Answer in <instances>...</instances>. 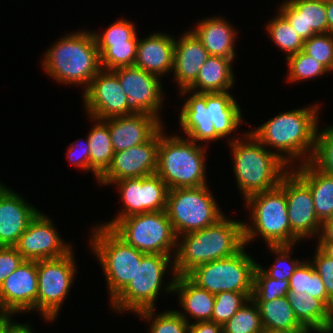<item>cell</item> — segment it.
Segmentation results:
<instances>
[{
  "mask_svg": "<svg viewBox=\"0 0 333 333\" xmlns=\"http://www.w3.org/2000/svg\"><path fill=\"white\" fill-rule=\"evenodd\" d=\"M223 333H265L258 305L252 298L223 325Z\"/></svg>",
  "mask_w": 333,
  "mask_h": 333,
  "instance_id": "cell-37",
  "label": "cell"
},
{
  "mask_svg": "<svg viewBox=\"0 0 333 333\" xmlns=\"http://www.w3.org/2000/svg\"><path fill=\"white\" fill-rule=\"evenodd\" d=\"M203 44L210 56L234 59L236 29L222 17H209L191 30Z\"/></svg>",
  "mask_w": 333,
  "mask_h": 333,
  "instance_id": "cell-27",
  "label": "cell"
},
{
  "mask_svg": "<svg viewBox=\"0 0 333 333\" xmlns=\"http://www.w3.org/2000/svg\"><path fill=\"white\" fill-rule=\"evenodd\" d=\"M94 229L90 247L103 268L111 303L134 279L145 254L127 244L111 228L96 225Z\"/></svg>",
  "mask_w": 333,
  "mask_h": 333,
  "instance_id": "cell-6",
  "label": "cell"
},
{
  "mask_svg": "<svg viewBox=\"0 0 333 333\" xmlns=\"http://www.w3.org/2000/svg\"><path fill=\"white\" fill-rule=\"evenodd\" d=\"M160 130L147 142L127 150L115 152L107 170L99 177V184L107 185L125 178H141L157 171Z\"/></svg>",
  "mask_w": 333,
  "mask_h": 333,
  "instance_id": "cell-18",
  "label": "cell"
},
{
  "mask_svg": "<svg viewBox=\"0 0 333 333\" xmlns=\"http://www.w3.org/2000/svg\"><path fill=\"white\" fill-rule=\"evenodd\" d=\"M307 55L321 62L330 72L333 71V35L315 34L304 41L303 50Z\"/></svg>",
  "mask_w": 333,
  "mask_h": 333,
  "instance_id": "cell-44",
  "label": "cell"
},
{
  "mask_svg": "<svg viewBox=\"0 0 333 333\" xmlns=\"http://www.w3.org/2000/svg\"><path fill=\"white\" fill-rule=\"evenodd\" d=\"M266 25L267 33L286 57L303 50L304 40L294 30L288 20L280 13Z\"/></svg>",
  "mask_w": 333,
  "mask_h": 333,
  "instance_id": "cell-36",
  "label": "cell"
},
{
  "mask_svg": "<svg viewBox=\"0 0 333 333\" xmlns=\"http://www.w3.org/2000/svg\"><path fill=\"white\" fill-rule=\"evenodd\" d=\"M25 259L14 247L0 246V286Z\"/></svg>",
  "mask_w": 333,
  "mask_h": 333,
  "instance_id": "cell-47",
  "label": "cell"
},
{
  "mask_svg": "<svg viewBox=\"0 0 333 333\" xmlns=\"http://www.w3.org/2000/svg\"><path fill=\"white\" fill-rule=\"evenodd\" d=\"M286 61L289 68L287 81L292 83L317 78L330 72L321 62L303 51L286 57Z\"/></svg>",
  "mask_w": 333,
  "mask_h": 333,
  "instance_id": "cell-38",
  "label": "cell"
},
{
  "mask_svg": "<svg viewBox=\"0 0 333 333\" xmlns=\"http://www.w3.org/2000/svg\"><path fill=\"white\" fill-rule=\"evenodd\" d=\"M43 68L62 84L83 85L84 91L102 69L92 32H73L59 39L44 53Z\"/></svg>",
  "mask_w": 333,
  "mask_h": 333,
  "instance_id": "cell-4",
  "label": "cell"
},
{
  "mask_svg": "<svg viewBox=\"0 0 333 333\" xmlns=\"http://www.w3.org/2000/svg\"><path fill=\"white\" fill-rule=\"evenodd\" d=\"M313 331L316 333H333V329H313Z\"/></svg>",
  "mask_w": 333,
  "mask_h": 333,
  "instance_id": "cell-54",
  "label": "cell"
},
{
  "mask_svg": "<svg viewBox=\"0 0 333 333\" xmlns=\"http://www.w3.org/2000/svg\"><path fill=\"white\" fill-rule=\"evenodd\" d=\"M160 129L156 174L168 189L200 187L206 183L205 147L189 138L165 136Z\"/></svg>",
  "mask_w": 333,
  "mask_h": 333,
  "instance_id": "cell-5",
  "label": "cell"
},
{
  "mask_svg": "<svg viewBox=\"0 0 333 333\" xmlns=\"http://www.w3.org/2000/svg\"><path fill=\"white\" fill-rule=\"evenodd\" d=\"M136 33L135 25L131 21L121 19L113 22L104 33H93V36L96 43H119L130 40Z\"/></svg>",
  "mask_w": 333,
  "mask_h": 333,
  "instance_id": "cell-45",
  "label": "cell"
},
{
  "mask_svg": "<svg viewBox=\"0 0 333 333\" xmlns=\"http://www.w3.org/2000/svg\"><path fill=\"white\" fill-rule=\"evenodd\" d=\"M111 229L144 254L175 257L172 251L177 247L178 237L165 210L122 218Z\"/></svg>",
  "mask_w": 333,
  "mask_h": 333,
  "instance_id": "cell-9",
  "label": "cell"
},
{
  "mask_svg": "<svg viewBox=\"0 0 333 333\" xmlns=\"http://www.w3.org/2000/svg\"><path fill=\"white\" fill-rule=\"evenodd\" d=\"M166 293L178 294L179 304L183 310L177 311L187 322L188 317L194 318L195 322L211 321L215 294L199 287L187 275H174L172 281L167 283ZM186 314V315H185ZM188 315V316H187ZM191 316V317H190Z\"/></svg>",
  "mask_w": 333,
  "mask_h": 333,
  "instance_id": "cell-24",
  "label": "cell"
},
{
  "mask_svg": "<svg viewBox=\"0 0 333 333\" xmlns=\"http://www.w3.org/2000/svg\"><path fill=\"white\" fill-rule=\"evenodd\" d=\"M155 314V309H148L137 313V316L150 321V333H188L189 322L177 311L165 310V312L159 313V315L154 316Z\"/></svg>",
  "mask_w": 333,
  "mask_h": 333,
  "instance_id": "cell-41",
  "label": "cell"
},
{
  "mask_svg": "<svg viewBox=\"0 0 333 333\" xmlns=\"http://www.w3.org/2000/svg\"><path fill=\"white\" fill-rule=\"evenodd\" d=\"M243 225L223 216L202 230L179 236L182 241L174 252L175 275H187L198 265L238 253L245 246Z\"/></svg>",
  "mask_w": 333,
  "mask_h": 333,
  "instance_id": "cell-2",
  "label": "cell"
},
{
  "mask_svg": "<svg viewBox=\"0 0 333 333\" xmlns=\"http://www.w3.org/2000/svg\"><path fill=\"white\" fill-rule=\"evenodd\" d=\"M253 292H220L215 294L212 322L223 326L252 297Z\"/></svg>",
  "mask_w": 333,
  "mask_h": 333,
  "instance_id": "cell-40",
  "label": "cell"
},
{
  "mask_svg": "<svg viewBox=\"0 0 333 333\" xmlns=\"http://www.w3.org/2000/svg\"><path fill=\"white\" fill-rule=\"evenodd\" d=\"M113 184L120 189L124 209L115 219L101 224L102 226L112 228L122 218L166 209L169 189L156 173L141 178L121 179Z\"/></svg>",
  "mask_w": 333,
  "mask_h": 333,
  "instance_id": "cell-13",
  "label": "cell"
},
{
  "mask_svg": "<svg viewBox=\"0 0 333 333\" xmlns=\"http://www.w3.org/2000/svg\"><path fill=\"white\" fill-rule=\"evenodd\" d=\"M187 93L192 94L185 100L179 115V123L185 137L196 143L221 139L214 130L213 122H210L209 109L206 108V93L193 94V91L185 89L180 92V96H187Z\"/></svg>",
  "mask_w": 333,
  "mask_h": 333,
  "instance_id": "cell-26",
  "label": "cell"
},
{
  "mask_svg": "<svg viewBox=\"0 0 333 333\" xmlns=\"http://www.w3.org/2000/svg\"><path fill=\"white\" fill-rule=\"evenodd\" d=\"M311 162L326 174L333 175V125L317 130L316 146Z\"/></svg>",
  "mask_w": 333,
  "mask_h": 333,
  "instance_id": "cell-43",
  "label": "cell"
},
{
  "mask_svg": "<svg viewBox=\"0 0 333 333\" xmlns=\"http://www.w3.org/2000/svg\"><path fill=\"white\" fill-rule=\"evenodd\" d=\"M73 250L60 258L37 261V310L45 321L57 319L59 310L75 279Z\"/></svg>",
  "mask_w": 333,
  "mask_h": 333,
  "instance_id": "cell-12",
  "label": "cell"
},
{
  "mask_svg": "<svg viewBox=\"0 0 333 333\" xmlns=\"http://www.w3.org/2000/svg\"><path fill=\"white\" fill-rule=\"evenodd\" d=\"M112 71L127 95L128 115L148 113L159 118L160 107L163 105L161 78L136 66L120 67Z\"/></svg>",
  "mask_w": 333,
  "mask_h": 333,
  "instance_id": "cell-15",
  "label": "cell"
},
{
  "mask_svg": "<svg viewBox=\"0 0 333 333\" xmlns=\"http://www.w3.org/2000/svg\"><path fill=\"white\" fill-rule=\"evenodd\" d=\"M175 39L173 70L180 91L189 89L196 81L200 68L210 56L203 44L190 30Z\"/></svg>",
  "mask_w": 333,
  "mask_h": 333,
  "instance_id": "cell-23",
  "label": "cell"
},
{
  "mask_svg": "<svg viewBox=\"0 0 333 333\" xmlns=\"http://www.w3.org/2000/svg\"><path fill=\"white\" fill-rule=\"evenodd\" d=\"M289 291L305 292L311 297L321 299L332 311L333 301L327 296L323 280L311 262H302L289 279Z\"/></svg>",
  "mask_w": 333,
  "mask_h": 333,
  "instance_id": "cell-34",
  "label": "cell"
},
{
  "mask_svg": "<svg viewBox=\"0 0 333 333\" xmlns=\"http://www.w3.org/2000/svg\"><path fill=\"white\" fill-rule=\"evenodd\" d=\"M79 153V154H78ZM89 143L87 138L83 145L75 142L71 144L68 148L67 158L69 161L77 167L89 172L90 171V161H89Z\"/></svg>",
  "mask_w": 333,
  "mask_h": 333,
  "instance_id": "cell-48",
  "label": "cell"
},
{
  "mask_svg": "<svg viewBox=\"0 0 333 333\" xmlns=\"http://www.w3.org/2000/svg\"><path fill=\"white\" fill-rule=\"evenodd\" d=\"M318 106L280 113L250 132L266 148L277 149L275 153L290 168L295 160L300 164L311 161L319 126Z\"/></svg>",
  "mask_w": 333,
  "mask_h": 333,
  "instance_id": "cell-1",
  "label": "cell"
},
{
  "mask_svg": "<svg viewBox=\"0 0 333 333\" xmlns=\"http://www.w3.org/2000/svg\"><path fill=\"white\" fill-rule=\"evenodd\" d=\"M173 256L163 254H145L140 265H137L134 279L111 302L112 309L118 313L129 311L139 313L148 309H156L155 300L161 292L163 277L172 270L175 275ZM171 263V264H170ZM170 265V268H168ZM172 265V266H171Z\"/></svg>",
  "mask_w": 333,
  "mask_h": 333,
  "instance_id": "cell-10",
  "label": "cell"
},
{
  "mask_svg": "<svg viewBox=\"0 0 333 333\" xmlns=\"http://www.w3.org/2000/svg\"><path fill=\"white\" fill-rule=\"evenodd\" d=\"M188 333H223V326L212 321L189 323Z\"/></svg>",
  "mask_w": 333,
  "mask_h": 333,
  "instance_id": "cell-50",
  "label": "cell"
},
{
  "mask_svg": "<svg viewBox=\"0 0 333 333\" xmlns=\"http://www.w3.org/2000/svg\"><path fill=\"white\" fill-rule=\"evenodd\" d=\"M63 241L52 220L39 211L13 247L25 260L39 261L69 254L72 247Z\"/></svg>",
  "mask_w": 333,
  "mask_h": 333,
  "instance_id": "cell-17",
  "label": "cell"
},
{
  "mask_svg": "<svg viewBox=\"0 0 333 333\" xmlns=\"http://www.w3.org/2000/svg\"><path fill=\"white\" fill-rule=\"evenodd\" d=\"M244 202L251 210L252 221V225L245 222L243 225L246 246L257 234L265 240L267 246L291 245L287 200L280 186L250 195Z\"/></svg>",
  "mask_w": 333,
  "mask_h": 333,
  "instance_id": "cell-7",
  "label": "cell"
},
{
  "mask_svg": "<svg viewBox=\"0 0 333 333\" xmlns=\"http://www.w3.org/2000/svg\"><path fill=\"white\" fill-rule=\"evenodd\" d=\"M326 15L328 20V33L333 35V0L326 1Z\"/></svg>",
  "mask_w": 333,
  "mask_h": 333,
  "instance_id": "cell-52",
  "label": "cell"
},
{
  "mask_svg": "<svg viewBox=\"0 0 333 333\" xmlns=\"http://www.w3.org/2000/svg\"><path fill=\"white\" fill-rule=\"evenodd\" d=\"M292 245H279V246H268L271 253L277 255V259L270 269H266L259 265L260 268L271 278L276 280H289L298 266L303 262L298 259L293 260L291 258Z\"/></svg>",
  "mask_w": 333,
  "mask_h": 333,
  "instance_id": "cell-42",
  "label": "cell"
},
{
  "mask_svg": "<svg viewBox=\"0 0 333 333\" xmlns=\"http://www.w3.org/2000/svg\"><path fill=\"white\" fill-rule=\"evenodd\" d=\"M245 247L233 256L198 265L187 276L212 294L253 292L254 270L258 263L245 252Z\"/></svg>",
  "mask_w": 333,
  "mask_h": 333,
  "instance_id": "cell-11",
  "label": "cell"
},
{
  "mask_svg": "<svg viewBox=\"0 0 333 333\" xmlns=\"http://www.w3.org/2000/svg\"><path fill=\"white\" fill-rule=\"evenodd\" d=\"M320 248L325 249L327 253L333 258V244H317Z\"/></svg>",
  "mask_w": 333,
  "mask_h": 333,
  "instance_id": "cell-53",
  "label": "cell"
},
{
  "mask_svg": "<svg viewBox=\"0 0 333 333\" xmlns=\"http://www.w3.org/2000/svg\"><path fill=\"white\" fill-rule=\"evenodd\" d=\"M315 252L311 263L323 280L327 296L333 301V258L325 249L320 248L318 245Z\"/></svg>",
  "mask_w": 333,
  "mask_h": 333,
  "instance_id": "cell-46",
  "label": "cell"
},
{
  "mask_svg": "<svg viewBox=\"0 0 333 333\" xmlns=\"http://www.w3.org/2000/svg\"><path fill=\"white\" fill-rule=\"evenodd\" d=\"M265 333H300L305 328L296 319L287 297L255 301Z\"/></svg>",
  "mask_w": 333,
  "mask_h": 333,
  "instance_id": "cell-32",
  "label": "cell"
},
{
  "mask_svg": "<svg viewBox=\"0 0 333 333\" xmlns=\"http://www.w3.org/2000/svg\"><path fill=\"white\" fill-rule=\"evenodd\" d=\"M37 261L24 260L0 286V315L37 310Z\"/></svg>",
  "mask_w": 333,
  "mask_h": 333,
  "instance_id": "cell-19",
  "label": "cell"
},
{
  "mask_svg": "<svg viewBox=\"0 0 333 333\" xmlns=\"http://www.w3.org/2000/svg\"><path fill=\"white\" fill-rule=\"evenodd\" d=\"M313 331V329H305L304 331L300 332V333H311Z\"/></svg>",
  "mask_w": 333,
  "mask_h": 333,
  "instance_id": "cell-55",
  "label": "cell"
},
{
  "mask_svg": "<svg viewBox=\"0 0 333 333\" xmlns=\"http://www.w3.org/2000/svg\"><path fill=\"white\" fill-rule=\"evenodd\" d=\"M163 121L148 113H133L108 119L114 152L127 150L149 141L162 127Z\"/></svg>",
  "mask_w": 333,
  "mask_h": 333,
  "instance_id": "cell-21",
  "label": "cell"
},
{
  "mask_svg": "<svg viewBox=\"0 0 333 333\" xmlns=\"http://www.w3.org/2000/svg\"><path fill=\"white\" fill-rule=\"evenodd\" d=\"M291 168L310 188L316 216L323 224L333 217V175L319 170L311 161Z\"/></svg>",
  "mask_w": 333,
  "mask_h": 333,
  "instance_id": "cell-28",
  "label": "cell"
},
{
  "mask_svg": "<svg viewBox=\"0 0 333 333\" xmlns=\"http://www.w3.org/2000/svg\"><path fill=\"white\" fill-rule=\"evenodd\" d=\"M38 212L22 196L0 183V246L13 247Z\"/></svg>",
  "mask_w": 333,
  "mask_h": 333,
  "instance_id": "cell-20",
  "label": "cell"
},
{
  "mask_svg": "<svg viewBox=\"0 0 333 333\" xmlns=\"http://www.w3.org/2000/svg\"><path fill=\"white\" fill-rule=\"evenodd\" d=\"M175 38L157 32L137 43L134 66L161 77L173 70Z\"/></svg>",
  "mask_w": 333,
  "mask_h": 333,
  "instance_id": "cell-25",
  "label": "cell"
},
{
  "mask_svg": "<svg viewBox=\"0 0 333 333\" xmlns=\"http://www.w3.org/2000/svg\"><path fill=\"white\" fill-rule=\"evenodd\" d=\"M244 134L246 142L240 137L229 138V146L237 187L245 200L255 193L278 187L291 168L278 157L275 150H267L251 132Z\"/></svg>",
  "mask_w": 333,
  "mask_h": 333,
  "instance_id": "cell-3",
  "label": "cell"
},
{
  "mask_svg": "<svg viewBox=\"0 0 333 333\" xmlns=\"http://www.w3.org/2000/svg\"><path fill=\"white\" fill-rule=\"evenodd\" d=\"M0 333H2V330H1V315H0Z\"/></svg>",
  "mask_w": 333,
  "mask_h": 333,
  "instance_id": "cell-56",
  "label": "cell"
},
{
  "mask_svg": "<svg viewBox=\"0 0 333 333\" xmlns=\"http://www.w3.org/2000/svg\"><path fill=\"white\" fill-rule=\"evenodd\" d=\"M305 41L315 34L328 33L326 2L321 0H286L279 11Z\"/></svg>",
  "mask_w": 333,
  "mask_h": 333,
  "instance_id": "cell-22",
  "label": "cell"
},
{
  "mask_svg": "<svg viewBox=\"0 0 333 333\" xmlns=\"http://www.w3.org/2000/svg\"><path fill=\"white\" fill-rule=\"evenodd\" d=\"M13 315H1L2 333H33L31 326L27 324L15 323L11 318Z\"/></svg>",
  "mask_w": 333,
  "mask_h": 333,
  "instance_id": "cell-49",
  "label": "cell"
},
{
  "mask_svg": "<svg viewBox=\"0 0 333 333\" xmlns=\"http://www.w3.org/2000/svg\"><path fill=\"white\" fill-rule=\"evenodd\" d=\"M232 61L233 59L230 58L209 56L200 68L197 79L189 90L197 93L229 91L235 83L231 67Z\"/></svg>",
  "mask_w": 333,
  "mask_h": 333,
  "instance_id": "cell-30",
  "label": "cell"
},
{
  "mask_svg": "<svg viewBox=\"0 0 333 333\" xmlns=\"http://www.w3.org/2000/svg\"><path fill=\"white\" fill-rule=\"evenodd\" d=\"M289 292V280H276L269 277L259 266L256 265L253 277L254 301H271L278 297H286Z\"/></svg>",
  "mask_w": 333,
  "mask_h": 333,
  "instance_id": "cell-39",
  "label": "cell"
},
{
  "mask_svg": "<svg viewBox=\"0 0 333 333\" xmlns=\"http://www.w3.org/2000/svg\"><path fill=\"white\" fill-rule=\"evenodd\" d=\"M138 34L130 40L119 43H96L101 68L115 70L120 67L134 66L136 60Z\"/></svg>",
  "mask_w": 333,
  "mask_h": 333,
  "instance_id": "cell-35",
  "label": "cell"
},
{
  "mask_svg": "<svg viewBox=\"0 0 333 333\" xmlns=\"http://www.w3.org/2000/svg\"><path fill=\"white\" fill-rule=\"evenodd\" d=\"M206 108L209 109L210 122L221 138L229 137L243 121L239 104L229 91L206 93Z\"/></svg>",
  "mask_w": 333,
  "mask_h": 333,
  "instance_id": "cell-29",
  "label": "cell"
},
{
  "mask_svg": "<svg viewBox=\"0 0 333 333\" xmlns=\"http://www.w3.org/2000/svg\"><path fill=\"white\" fill-rule=\"evenodd\" d=\"M165 211L177 237L202 230L224 216L207 185L169 189Z\"/></svg>",
  "mask_w": 333,
  "mask_h": 333,
  "instance_id": "cell-8",
  "label": "cell"
},
{
  "mask_svg": "<svg viewBox=\"0 0 333 333\" xmlns=\"http://www.w3.org/2000/svg\"><path fill=\"white\" fill-rule=\"evenodd\" d=\"M298 322L305 329H329L333 323V311L321 300L308 293L288 292L286 295Z\"/></svg>",
  "mask_w": 333,
  "mask_h": 333,
  "instance_id": "cell-31",
  "label": "cell"
},
{
  "mask_svg": "<svg viewBox=\"0 0 333 333\" xmlns=\"http://www.w3.org/2000/svg\"><path fill=\"white\" fill-rule=\"evenodd\" d=\"M279 186L286 195L291 245L316 234L319 238L322 223L316 216L309 186L292 169L282 177Z\"/></svg>",
  "mask_w": 333,
  "mask_h": 333,
  "instance_id": "cell-14",
  "label": "cell"
},
{
  "mask_svg": "<svg viewBox=\"0 0 333 333\" xmlns=\"http://www.w3.org/2000/svg\"><path fill=\"white\" fill-rule=\"evenodd\" d=\"M89 117L106 120L128 115L127 95L112 70L101 69L83 93Z\"/></svg>",
  "mask_w": 333,
  "mask_h": 333,
  "instance_id": "cell-16",
  "label": "cell"
},
{
  "mask_svg": "<svg viewBox=\"0 0 333 333\" xmlns=\"http://www.w3.org/2000/svg\"><path fill=\"white\" fill-rule=\"evenodd\" d=\"M317 244H333V217L322 224Z\"/></svg>",
  "mask_w": 333,
  "mask_h": 333,
  "instance_id": "cell-51",
  "label": "cell"
},
{
  "mask_svg": "<svg viewBox=\"0 0 333 333\" xmlns=\"http://www.w3.org/2000/svg\"><path fill=\"white\" fill-rule=\"evenodd\" d=\"M90 118L96 121L87 136L90 150V171H93L96 180H99V177L109 167L115 152L112 147L108 119Z\"/></svg>",
  "mask_w": 333,
  "mask_h": 333,
  "instance_id": "cell-33",
  "label": "cell"
}]
</instances>
